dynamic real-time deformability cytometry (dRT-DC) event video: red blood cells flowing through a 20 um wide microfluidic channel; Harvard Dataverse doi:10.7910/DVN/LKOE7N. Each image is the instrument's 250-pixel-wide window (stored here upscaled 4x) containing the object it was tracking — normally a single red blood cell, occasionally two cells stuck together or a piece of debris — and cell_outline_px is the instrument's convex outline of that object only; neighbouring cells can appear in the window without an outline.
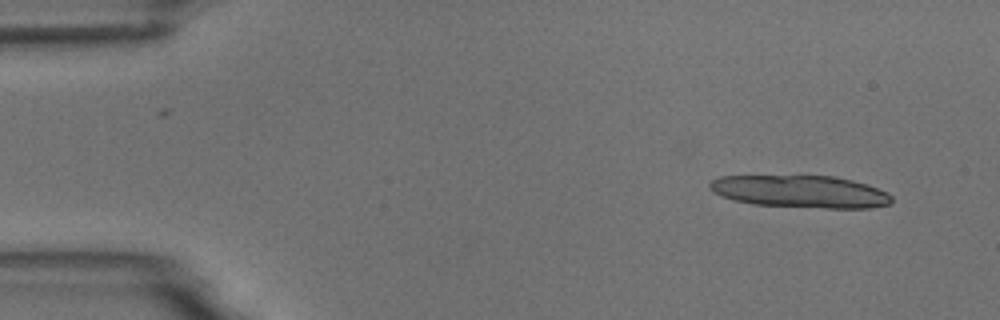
{"species": "common noctule bat (a hibernating species)", "species_latin": "Nyctalus noctula", "temperature_condition": "room temperature", "stored_images_in_passage": 4, "camera_frame_rate_fps": 3000, "um_per_image_px": 0.085, "animal": {"sex": "male", "body_mass_g": 18.8}, "frame": {"image": 1, "passage_image": 1, "time_ms": 0.0, "image_size_px": [1000, 320], "cell_outline_px": [[892, 200], [888, 204], [868, 208], [824, 208], [752, 204], [720, 196], [712, 192], [708, 188], [708, 184], [712, 180], [720, 176], [836, 176], [852, 180], [888, 192], [892, 196]], "centroid_in_image_um": [68.0, 16.28], "position_along_channel_um": 17.0, "area_um2": 34.22}}